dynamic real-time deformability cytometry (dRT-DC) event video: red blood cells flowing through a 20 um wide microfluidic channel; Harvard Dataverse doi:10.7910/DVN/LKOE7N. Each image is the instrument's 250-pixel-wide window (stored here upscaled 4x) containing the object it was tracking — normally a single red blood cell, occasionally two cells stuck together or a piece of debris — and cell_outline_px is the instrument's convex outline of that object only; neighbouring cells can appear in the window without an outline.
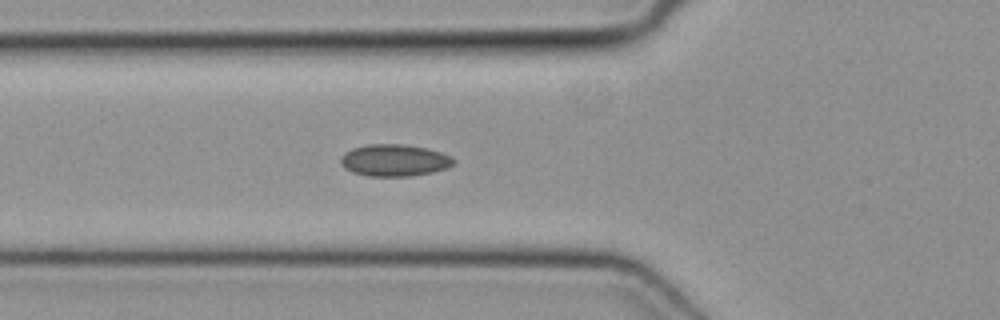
{"species": "common noctule bat (a hibernating species)", "species_latin": "Nyctalus noctula", "temperature_condition": "cold", "stored_images_in_passage": 31, "camera_frame_rate_fps": 3000, "um_per_image_px": 0.085, "animal": {"sex": "female", "body_mass_g": 19.3, "forearm_length_mm": 54.1}, "frame": {"image": 1, "passage_image": 2, "time_ms": 0.333, "image_size_px": [1000, 320], "cell_outline_px": [[456, 160], [448, 168], [432, 172], [412, 176], [368, 176], [352, 172], [344, 168], [340, 164], [340, 156], [344, 152], [352, 148], [368, 144], [404, 144], [424, 148], [440, 152], [452, 156]], "centroid_in_image_um": [33.49, 13.63], "position_along_channel_um": 92.3, "area_um2": 21.15}}
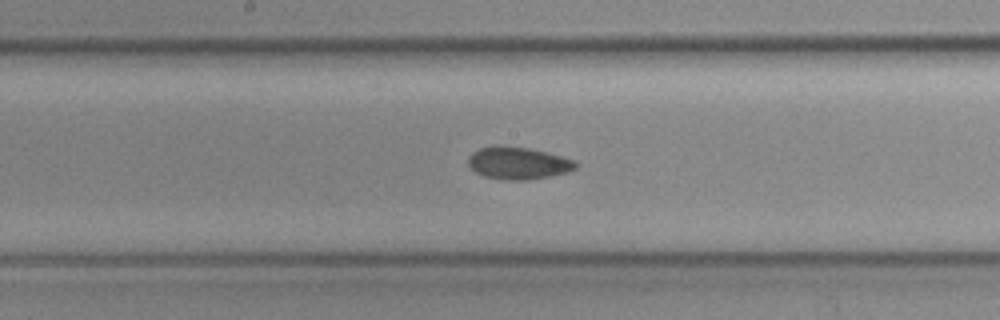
{"frame": {"image": 2, "passage_image": 10, "time_ms": 3.0, "image_size_px": [1000, 320], "cell_outline_px": [[576, 168], [568, 172], [528, 180], [500, 180], [484, 176], [476, 172], [468, 164], [468, 156], [472, 152], [480, 148], [528, 148], [576, 160]], "centroid_in_image_um": [44.05, 13.91], "position_along_channel_um": 204.2, "area_um2": 19.59}}
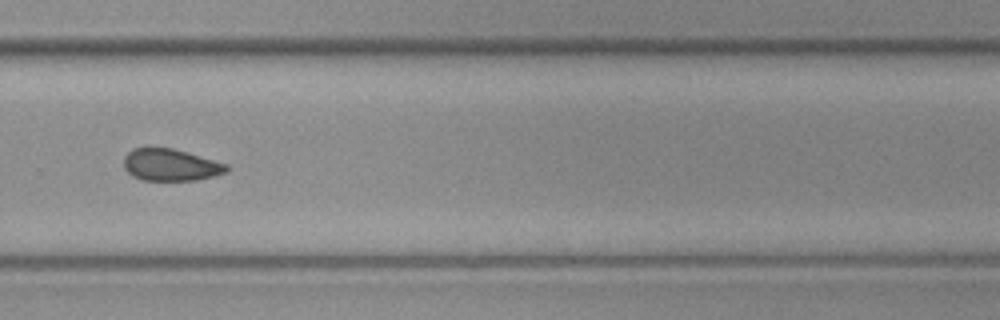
{"frame": {"image": 3, "passage_image": 18, "time_ms": 5.667, "image_size_px": [1000, 320], "cell_outline_px": [[232, 168], [228, 172], [196, 180], [144, 180], [132, 176], [124, 168], [124, 156], [132, 148], [152, 144], [172, 148], [228, 164]], "centroid_in_image_um": [14.47, 13.97], "position_along_channel_um": 315.3, "area_um2": 19.71}}